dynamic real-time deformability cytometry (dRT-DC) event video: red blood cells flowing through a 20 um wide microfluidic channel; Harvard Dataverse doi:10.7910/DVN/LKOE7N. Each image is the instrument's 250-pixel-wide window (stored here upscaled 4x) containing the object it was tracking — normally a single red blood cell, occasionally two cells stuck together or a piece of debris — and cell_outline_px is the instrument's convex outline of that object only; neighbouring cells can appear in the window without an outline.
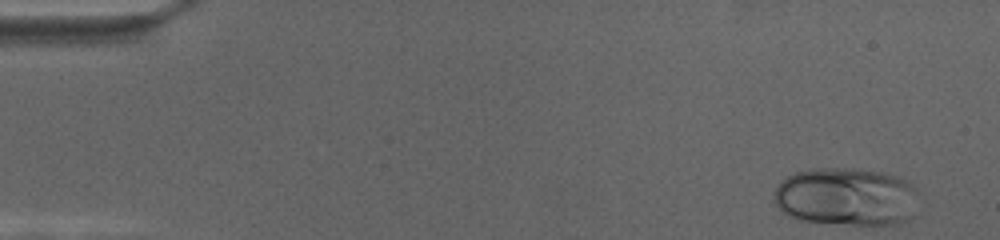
{"species": "human", "species_latin": "Homo sapiens", "temperature_condition": "cold", "stored_images_in_passage": 57, "camera_frame_rate_fps": 3000, "um_per_image_px": 0.085, "donor": {"sex": "female"}, "frame": {"image": 1, "passage_image": 1, "time_ms": 0.0, "image_size_px": [1000, 240], "cell_outline_px": [[916, 188], [908, 220], [900, 224], [852, 224], [800, 220], [788, 216], [780, 212], [772, 200], [772, 196], [780, 180], [796, 172], [812, 168], [852, 168], [884, 172], [908, 180]], "centroid_in_image_um": [71.84, 16.7], "position_along_channel_um": 13.2, "area_um2": 49.01}}
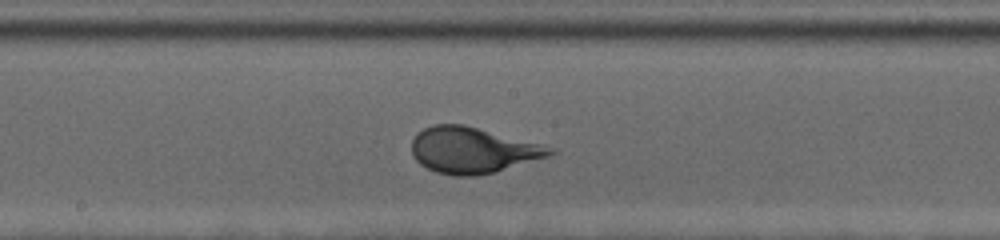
{"frame": {"image": 2, "passage_image": 34, "time_ms": 11.0, "image_size_px": [1000, 240], "cell_outline_px": [[560, 152], [548, 156], [492, 172], [476, 176], [452, 176], [436, 172], [420, 164], [416, 160], [412, 152], [412, 140], [416, 132], [432, 124], [464, 124], [544, 144], [556, 148]], "centroid_in_image_um": [40.18, 12.75], "position_along_channel_um": 208.0, "area_um2": 37.22}}
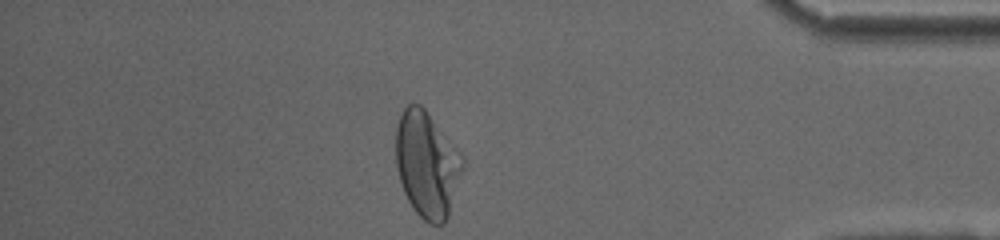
{"frame": {"image": 3, "passage_image": 57, "time_ms": 18.667, "image_size_px": [1000, 240], "cell_outline_px": [[464, 168], [448, 216], [444, 224], [432, 224], [424, 220], [416, 212], [408, 200], [404, 192], [400, 180], [396, 164], [396, 128], [400, 112], [408, 104], [420, 104], [424, 108], [464, 156]], "centroid_in_image_um": [36.3, 13.96], "position_along_channel_um": 398.9, "area_um2": 41.27}}